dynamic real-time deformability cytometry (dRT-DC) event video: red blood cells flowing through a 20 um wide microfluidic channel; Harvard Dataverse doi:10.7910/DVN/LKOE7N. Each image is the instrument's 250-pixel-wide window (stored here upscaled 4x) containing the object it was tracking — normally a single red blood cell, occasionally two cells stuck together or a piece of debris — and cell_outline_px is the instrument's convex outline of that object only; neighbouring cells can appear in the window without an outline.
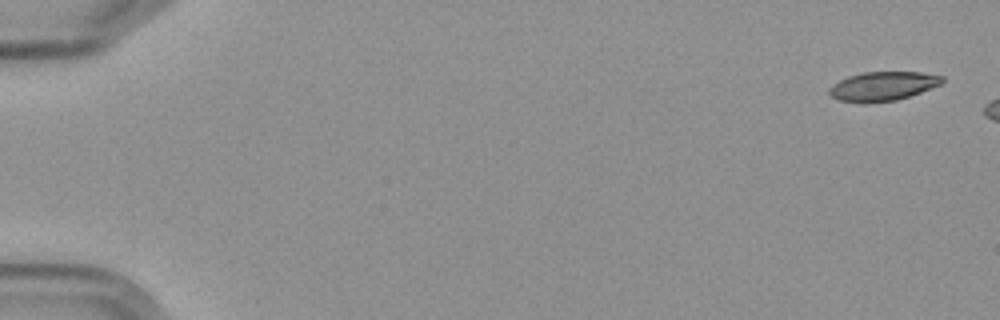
{"species": "Egyptian fruit bat (a non-hibernating species)", "species_latin": "Rousettus aegyptiacus", "temperature_condition": "cold", "stored_images_in_passage": 3, "camera_frame_rate_fps": 3000, "um_per_image_px": 0.085, "frame": {"image": 1, "passage_image": 1, "time_ms": 0.0, "image_size_px": [1000, 320], "cell_outline_px": [[944, 80], [940, 84], [920, 92], [896, 100], [868, 104], [860, 104], [840, 100], [832, 96], [828, 92], [828, 88], [832, 84], [848, 76], [864, 72], [920, 72], [944, 76]], "centroid_in_image_um": [75.0, 7.34], "position_along_channel_um": 10.0, "area_um2": 19.25}}